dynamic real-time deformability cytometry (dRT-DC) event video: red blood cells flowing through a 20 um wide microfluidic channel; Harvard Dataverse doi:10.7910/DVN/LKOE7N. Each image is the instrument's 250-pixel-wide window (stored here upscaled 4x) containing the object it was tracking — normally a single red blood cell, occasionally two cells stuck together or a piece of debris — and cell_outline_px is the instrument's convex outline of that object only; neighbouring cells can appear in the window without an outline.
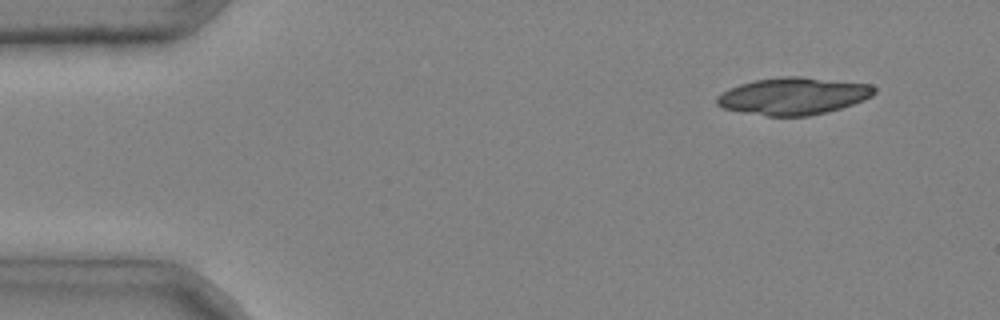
{"species": "common noctule bat (a hibernating species)", "species_latin": "Nyctalus noctula", "temperature_condition": "cold", "stored_images_in_passage": 6, "camera_frame_rate_fps": 3000, "um_per_image_px": 0.085, "animal": {"sex": "male", "body_mass_g": 20.4}, "frame": {"image": 1, "passage_image": 1, "time_ms": 0.0, "image_size_px": [1000, 320], "cell_outline_px": [[876, 92], [872, 96], [864, 100], [828, 112], [808, 116], [768, 116], [744, 112], [724, 108], [716, 104], [716, 96], [728, 88], [740, 84], [756, 80], [784, 76], [800, 76], [872, 84], [876, 88]], "centroid_in_image_um": [67.45, 8.16], "position_along_channel_um": 17.5, "area_um2": 34.16}}
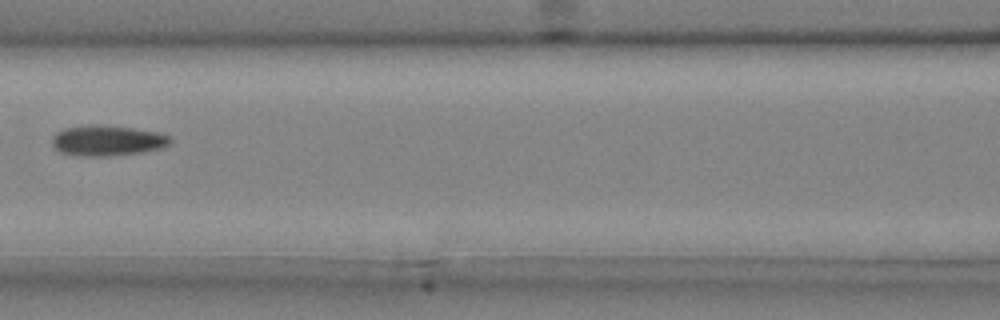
{"frame": {"image": 2, "passage_image": 6, "time_ms": 1.667, "image_size_px": [1000, 320], "cell_outline_px": [[172, 140], [168, 144], [160, 148], [144, 152], [112, 156], [76, 156], [60, 152], [52, 144], [52, 136], [56, 132], [64, 128], [88, 124], [100, 124], [132, 128], [160, 132], [172, 136]], "centroid_in_image_um": [9.12, 11.94], "position_along_channel_um": 157.5, "area_um2": 21.39}}